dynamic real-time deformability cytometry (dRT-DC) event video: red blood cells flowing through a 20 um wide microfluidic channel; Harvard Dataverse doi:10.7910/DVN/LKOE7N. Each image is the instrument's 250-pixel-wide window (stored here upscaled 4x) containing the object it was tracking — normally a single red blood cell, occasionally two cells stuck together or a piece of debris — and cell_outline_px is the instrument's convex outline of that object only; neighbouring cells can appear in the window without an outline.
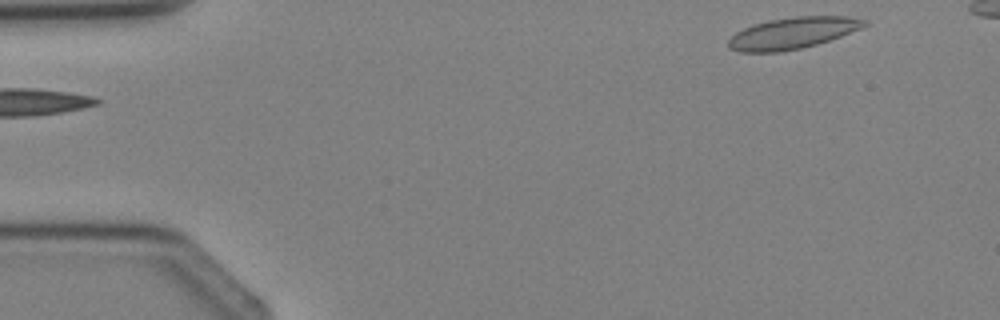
{"species": "Egyptian fruit bat (a non-hibernating species)", "species_latin": "Rousettus aegyptiacus", "temperature_condition": "cold", "stored_images_in_passage": 3, "segment_of_instrument_passage": [2, 2], "camera_frame_rate_fps": 3000, "um_per_image_px": 0.085, "animal": {"sex": "female"}, "frame": {"image": 1, "passage_image": 3, "time_ms": 2.333, "image_size_px": [1000, 320], "cell_outline_px": [[868, 24], [860, 28], [840, 36], [804, 48], [780, 52], [740, 52], [728, 48], [728, 40], [736, 32], [752, 24], [768, 20], [796, 16], [848, 16], [868, 20]], "centroid_in_image_um": [67.35, 2.81], "position_along_channel_um": 17.7, "area_um2": 24.97}}